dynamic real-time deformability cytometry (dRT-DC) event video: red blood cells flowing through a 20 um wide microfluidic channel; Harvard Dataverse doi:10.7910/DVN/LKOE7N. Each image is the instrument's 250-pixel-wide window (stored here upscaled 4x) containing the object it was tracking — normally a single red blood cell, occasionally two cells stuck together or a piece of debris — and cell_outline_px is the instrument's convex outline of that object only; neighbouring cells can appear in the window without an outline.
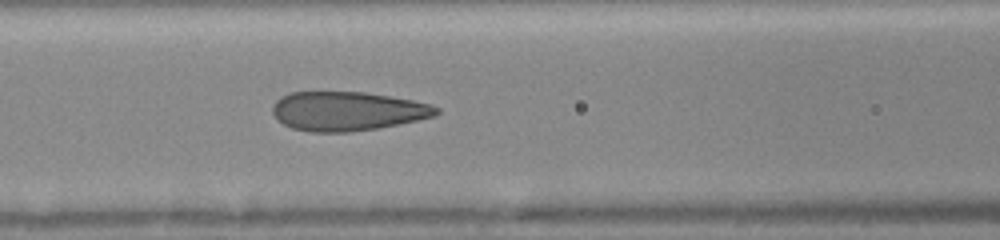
{"species": "human", "species_latin": "Homo sapiens", "temperature_condition": "room temperature", "stored_images_in_passage": 12, "camera_frame_rate_fps": 3000, "um_per_image_px": 0.085, "donor": {"sex": "female"}, "frame": {"image": 1, "passage_image": 12, "time_ms": 6.0, "image_size_px": [1000, 240], "cell_outline_px": [[440, 112], [436, 116], [376, 128], [352, 132], [308, 132], [292, 128], [284, 124], [272, 112], [272, 108], [276, 100], [280, 96], [292, 92], [364, 92], [412, 100], [432, 104], [440, 108]], "centroid_in_image_um": [29.53, 9.44], "position_along_channel_um": 137.1, "area_um2": 37.22}}